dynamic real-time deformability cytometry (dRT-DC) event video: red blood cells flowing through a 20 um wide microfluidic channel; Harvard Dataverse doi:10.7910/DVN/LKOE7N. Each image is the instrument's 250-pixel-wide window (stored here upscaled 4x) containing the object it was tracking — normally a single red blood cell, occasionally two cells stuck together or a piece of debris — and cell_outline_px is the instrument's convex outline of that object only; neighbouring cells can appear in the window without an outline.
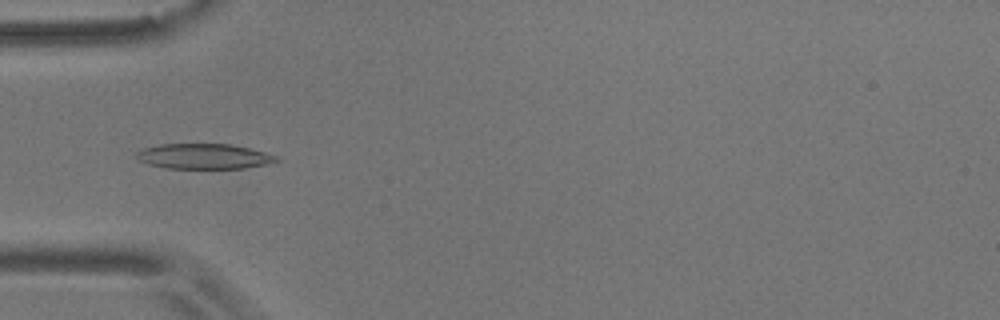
{"species": "common noctule bat (a hibernating species)", "species_latin": "Nyctalus noctula", "temperature_condition": "room temperature", "stored_images_in_passage": 23, "camera_frame_rate_fps": 3000, "um_per_image_px": 0.085, "animal": {"sex": "male", "body_mass_g": 17.9}, "frame": {"image": 1, "passage_image": 15, "time_ms": 4.667, "image_size_px": [1000, 320], "cell_outline_px": [[284, 160], [268, 164], [244, 168], [164, 168], [148, 164], [136, 160], [136, 152], [144, 148], [160, 144], [228, 144], [248, 148], [264, 152], [276, 156]], "centroid_in_image_um": [17.33, 13.29], "position_along_channel_um": 67.7, "area_um2": 20.63}}
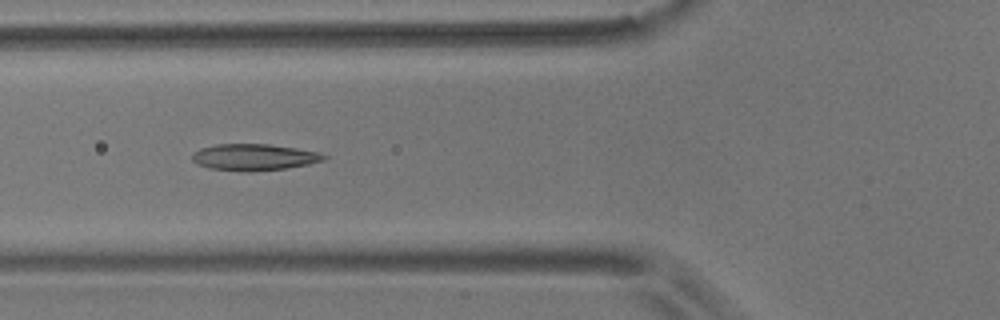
{"frame": {"image": 2, "passage_image": 18, "time_ms": 5.667, "image_size_px": [1000, 320], "cell_outline_px": [[328, 156], [324, 160], [308, 164], [284, 168], [252, 172], [240, 172], [208, 168], [196, 164], [192, 160], [192, 152], [200, 148], [216, 144], [268, 144], [296, 148], [320, 152]], "centroid_in_image_um": [21.55, 13.36], "position_along_channel_um": 104.2, "area_um2": 20.58}}
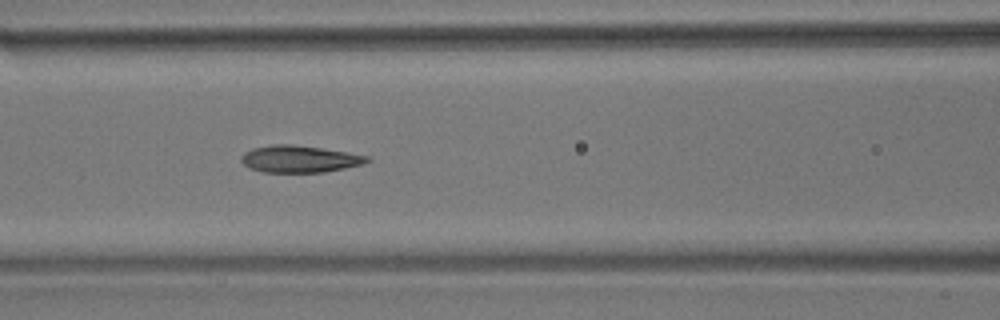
{"frame": {"image": 3, "passage_image": 21, "time_ms": 6.667, "image_size_px": [1000, 320], "cell_outline_px": [[372, 160], [364, 164], [324, 172], [264, 172], [252, 168], [244, 164], [240, 160], [240, 156], [244, 152], [252, 148], [272, 144], [292, 144], [320, 148], [368, 156]], "centroid_in_image_um": [25.44, 13.51], "position_along_channel_um": 141.2, "area_um2": 19.65}}